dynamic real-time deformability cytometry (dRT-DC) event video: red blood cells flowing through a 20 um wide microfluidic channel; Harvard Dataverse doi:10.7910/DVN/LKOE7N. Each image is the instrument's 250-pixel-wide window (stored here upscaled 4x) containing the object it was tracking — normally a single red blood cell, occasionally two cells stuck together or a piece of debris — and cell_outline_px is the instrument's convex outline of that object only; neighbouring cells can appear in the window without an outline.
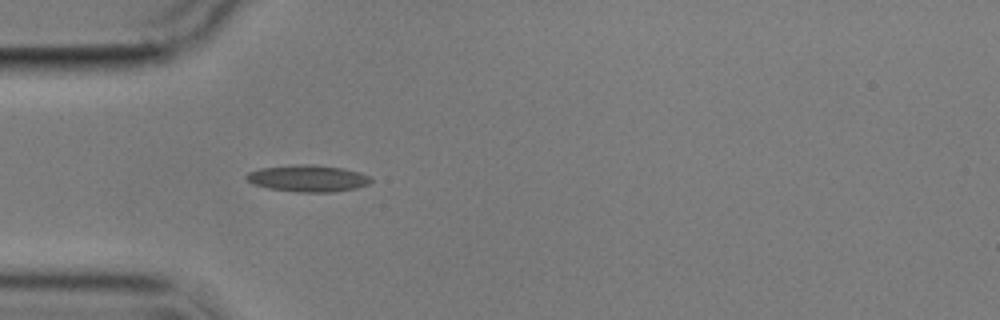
{"species": "common noctule bat (a hibernating species)", "species_latin": "Nyctalus noctula", "temperature_condition": "cold", "stored_images_in_passage": 1, "camera_frame_rate_fps": 3000, "um_per_image_px": 0.085, "animal": {"sex": "male", "body_mass_g": 17.9}, "frame": {"image": 1, "passage_image": 1, "time_ms": 0.0, "image_size_px": [1000, 320], "cell_outline_px": [[372, 180], [368, 184], [356, 188], [332, 192], [296, 192], [268, 188], [252, 184], [244, 176], [248, 172], [260, 168], [292, 164], [308, 164], [344, 168], [360, 172], [372, 176]], "centroid_in_image_um": [26.17, 15.15], "position_along_channel_um": 58.8, "area_um2": 19.59}}